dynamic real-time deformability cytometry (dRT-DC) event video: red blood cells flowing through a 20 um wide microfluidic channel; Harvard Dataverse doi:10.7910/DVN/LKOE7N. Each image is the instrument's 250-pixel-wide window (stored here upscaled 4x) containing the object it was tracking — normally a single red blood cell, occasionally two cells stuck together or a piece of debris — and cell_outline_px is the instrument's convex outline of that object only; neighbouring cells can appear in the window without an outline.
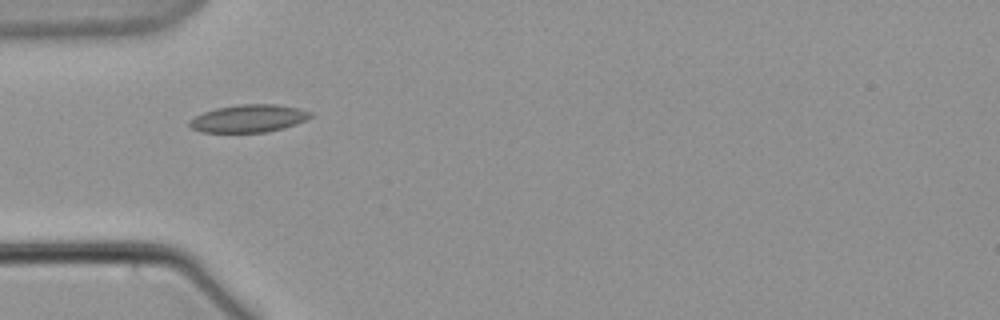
{"species": "common noctule bat (a hibernating species)", "species_latin": "Nyctalus noctula", "temperature_condition": "warm", "stored_images_in_passage": 32, "camera_frame_rate_fps": 3000, "um_per_image_px": 0.085, "animal": {"sex": "male", "body_mass_g": 21.5, "forearm_length_mm": 52.0}, "frame": {"image": 1, "passage_image": 1, "time_ms": 0.0, "image_size_px": [1000, 320], "cell_outline_px": [[312, 116], [296, 124], [284, 128], [268, 132], [200, 132], [192, 128], [188, 124], [188, 120], [204, 112], [216, 108], [240, 104], [276, 104], [300, 108], [312, 112]], "centroid_in_image_um": [21.14, 10.07], "position_along_channel_um": 63.9, "area_um2": 19.54}}
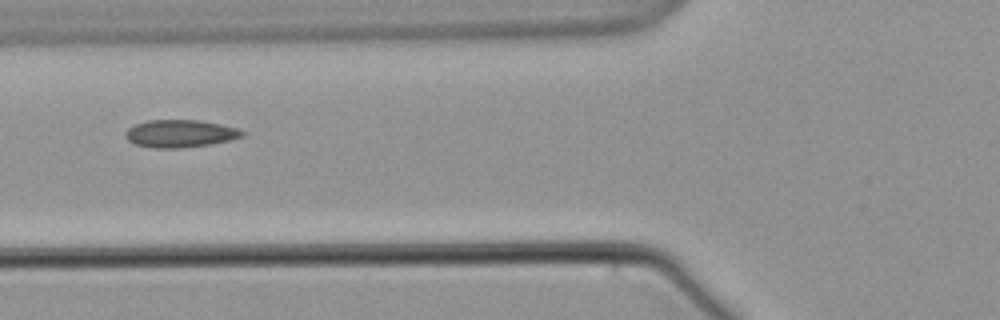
{"frame": {"image": 2, "passage_image": 5, "time_ms": 1.333, "image_size_px": [1000, 320], "cell_outline_px": [[248, 132], [244, 136], [228, 140], [208, 144], [180, 148], [156, 148], [136, 144], [128, 140], [124, 136], [124, 132], [128, 128], [136, 124], [148, 120], [200, 120], [240, 128]], "centroid_in_image_um": [15.34, 11.34], "position_along_channel_um": 110.5, "area_um2": 18.79}}